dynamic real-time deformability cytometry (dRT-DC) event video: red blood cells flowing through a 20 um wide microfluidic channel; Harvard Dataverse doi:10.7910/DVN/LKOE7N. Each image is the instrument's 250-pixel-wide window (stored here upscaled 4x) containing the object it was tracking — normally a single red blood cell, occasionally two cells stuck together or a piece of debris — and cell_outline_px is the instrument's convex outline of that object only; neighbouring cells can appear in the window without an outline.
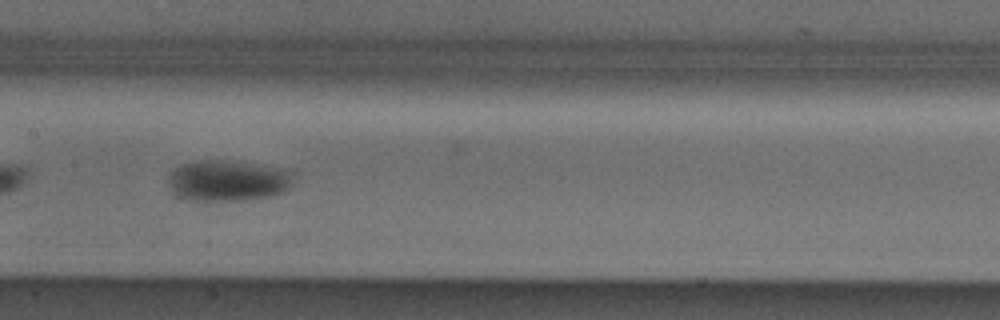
{"species": "Egyptian fruit bat (a non-hibernating species)", "species_latin": "Rousettus aegyptiacus", "temperature_condition": "cold", "stored_images_in_passage": 35, "camera_frame_rate_fps": 3000, "um_per_image_px": 0.085, "animal": {"sex": "male"}, "frame": {"image": 1, "passage_image": 11, "time_ms": 3.333, "image_size_px": [1000, 320], "cell_outline_px": [[296, 172], [292, 184], [284, 192], [272, 196], [244, 200], [188, 200], [172, 188], [168, 184], [168, 176], [180, 164], [200, 160], [240, 160], [284, 168]], "centroid_in_image_um": [19.48, 15.31], "position_along_channel_um": 187.9, "area_um2": 30.35}, "authors_computed_cell_mechanics": {"area_um2": 28.2642, "velocity_mm_per_s": 3.8387, "shape_relaxation_time_tau1_ms": 1.6329, "shape_relaxation_time_tau2_ms": null, "deformation_change_tau1": 0.1075, "deformation_change_tau2": null}}